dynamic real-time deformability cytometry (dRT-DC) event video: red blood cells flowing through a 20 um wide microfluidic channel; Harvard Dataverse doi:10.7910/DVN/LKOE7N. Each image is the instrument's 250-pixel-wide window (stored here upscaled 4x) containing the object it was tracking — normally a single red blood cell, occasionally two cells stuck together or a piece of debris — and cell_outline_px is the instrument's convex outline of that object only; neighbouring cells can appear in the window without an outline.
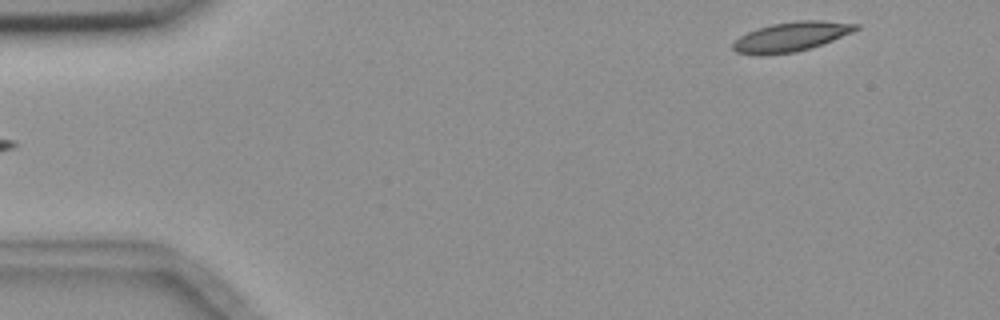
{"species": "common noctule bat (a hibernating species)", "species_latin": "Nyctalus noctula", "temperature_condition": "room temperature", "stored_images_in_passage": 6, "segment_of_instrument_passage": [2, 2], "camera_frame_rate_fps": 3000, "um_per_image_px": 0.085, "animal": {"sex": "female", "body_mass_g": 18.4}, "frame": {"image": 1, "passage_image": 6, "time_ms": 5.667, "image_size_px": [1000, 320], "cell_outline_px": [[860, 28], [852, 32], [812, 48], [796, 52], [764, 56], [756, 56], [736, 52], [732, 48], [732, 44], [740, 36], [756, 28], [772, 24], [796, 20], [820, 20], [860, 24]], "centroid_in_image_um": [67.22, 3.13], "position_along_channel_um": 17.8, "area_um2": 21.39}}